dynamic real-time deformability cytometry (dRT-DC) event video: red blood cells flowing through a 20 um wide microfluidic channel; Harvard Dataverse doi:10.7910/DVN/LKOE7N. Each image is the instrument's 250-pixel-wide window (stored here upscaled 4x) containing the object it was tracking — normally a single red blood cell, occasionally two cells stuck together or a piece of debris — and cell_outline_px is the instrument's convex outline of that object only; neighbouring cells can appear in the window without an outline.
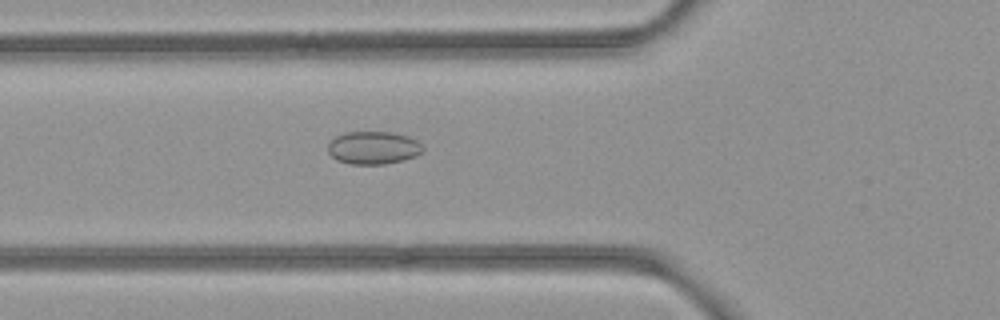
{"species": "common noctule bat (a hibernating species)", "species_latin": "Nyctalus noctula", "temperature_condition": "room temperature", "stored_images_in_passage": 52, "camera_frame_rate_fps": 3000, "um_per_image_px": 0.085, "animal": {"sex": "female", "body_mass_g": 21.9}, "frame": {"image": 1, "passage_image": 19, "time_ms": 6.0, "image_size_px": [1000, 320], "cell_outline_px": [[424, 148], [416, 156], [404, 160], [384, 164], [348, 164], [336, 160], [328, 152], [328, 144], [336, 136], [344, 132], [392, 132], [408, 136], [416, 140]], "centroid_in_image_um": [31.71, 12.56], "position_along_channel_um": 94.1, "area_um2": 18.21}}
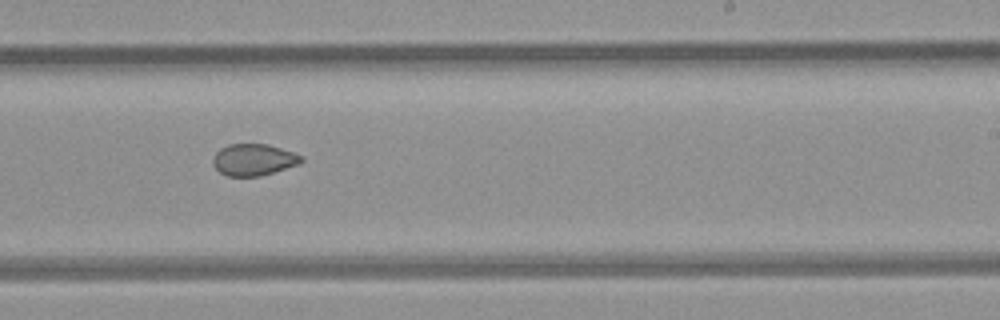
{"frame": {"image": 2, "passage_image": 32, "time_ms": 10.333, "image_size_px": [1000, 320], "cell_outline_px": [[304, 160], [300, 164], [260, 176], [228, 176], [220, 172], [212, 164], [212, 156], [220, 148], [228, 144], [268, 144], [304, 156]], "centroid_in_image_um": [21.55, 13.57], "position_along_channel_um": 267.4, "area_um2": 16.42}}
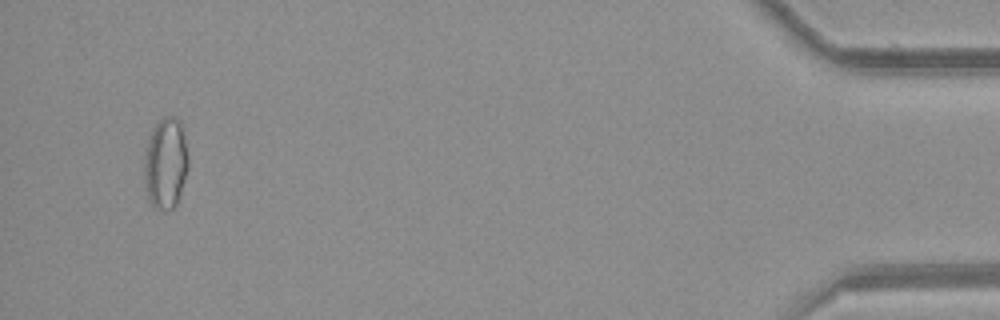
{"frame": {"image": 3, "passage_image": 50, "time_ms": 16.333, "image_size_px": [1000, 320], "cell_outline_px": [[188, 168], [176, 204], [172, 208], [156, 208], [148, 200], [144, 184], [144, 156], [148, 136], [156, 124], [164, 116], [176, 116], [180, 120], [188, 156]], "centroid_in_image_um": [14.05, 13.84], "position_along_channel_um": 421.1, "area_um2": 23.35}, "authors_computed_cell_mechanics": {"area_um2": 19.1318, "velocity_mm_per_s": 3.9852, "shape_relaxation_time_tau1_ms": null, "shape_relaxation_time_tau2_ms": 2.4061, "deformation_change_tau1": null, "deformation_change_tau2": 0.0527}}